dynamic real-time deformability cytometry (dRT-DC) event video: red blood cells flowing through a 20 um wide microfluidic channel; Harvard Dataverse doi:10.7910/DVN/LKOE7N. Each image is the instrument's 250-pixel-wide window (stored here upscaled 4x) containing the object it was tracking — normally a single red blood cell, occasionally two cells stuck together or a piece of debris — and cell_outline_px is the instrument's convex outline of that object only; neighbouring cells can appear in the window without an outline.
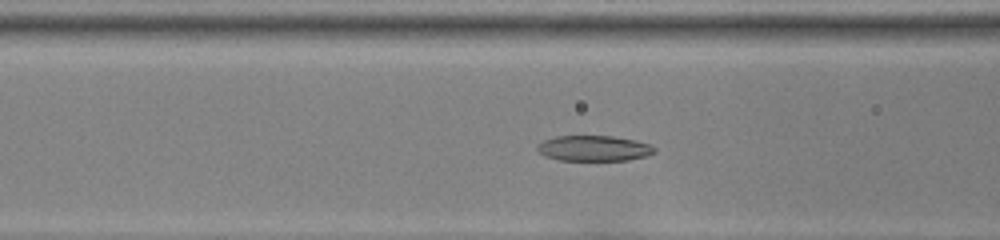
{"species": "common noctule bat (a hibernating species)", "species_latin": "Nyctalus noctula", "temperature_condition": "room temperature", "stored_images_in_passage": 46, "camera_frame_rate_fps": 3000, "um_per_image_px": 0.085, "animal": {"sex": "female", "body_mass_g": 22.0, "forearm_length_mm": 56.7}, "frame": {"image": 1, "passage_image": 22, "time_ms": 7.0, "image_size_px": [1000, 240], "cell_outline_px": [[656, 152], [648, 156], [628, 160], [560, 160], [544, 156], [536, 148], [536, 144], [544, 140], [556, 136], [612, 136], [652, 144], [656, 148]], "centroid_in_image_um": [50.5, 12.61], "position_along_channel_um": 116.1, "area_um2": 17.51}}
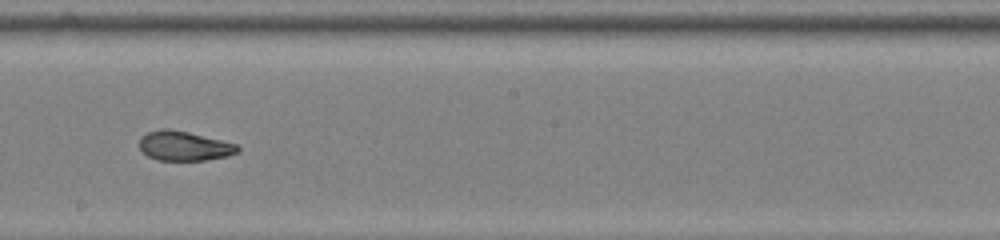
{"frame": {"image": 2, "passage_image": 31, "time_ms": 10.0, "image_size_px": [1000, 240], "cell_outline_px": [[240, 152], [228, 156], [204, 160], [156, 160], [148, 156], [140, 148], [140, 136], [148, 132], [160, 128], [168, 128], [188, 132], [236, 144], [240, 148]], "centroid_in_image_um": [15.65, 12.4], "position_along_channel_um": 232.6, "area_um2": 16.88}}
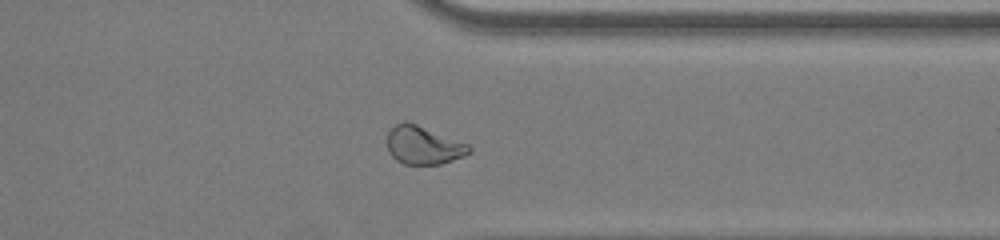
{"frame": {"image": 3, "passage_image": 42, "time_ms": 13.667, "image_size_px": [1000, 240], "cell_outline_px": [[472, 152], [464, 156], [440, 164], [404, 164], [396, 160], [388, 152], [388, 132], [396, 124], [404, 120], [408, 120], [468, 144], [472, 148]], "centroid_in_image_um": [35.99, 12.33], "position_along_channel_um": 375.4, "area_um2": 18.32}, "authors_computed_cell_mechanics": {"area_um2": 18.8717, "velocity_mm_per_s": 3.885, "shape_relaxation_time_tau1_ms": 7.0624, "shape_relaxation_time_tau2_ms": 1.3667, "deformation_change_tau1": 0.2124, "deformation_change_tau2": 0.0662}}